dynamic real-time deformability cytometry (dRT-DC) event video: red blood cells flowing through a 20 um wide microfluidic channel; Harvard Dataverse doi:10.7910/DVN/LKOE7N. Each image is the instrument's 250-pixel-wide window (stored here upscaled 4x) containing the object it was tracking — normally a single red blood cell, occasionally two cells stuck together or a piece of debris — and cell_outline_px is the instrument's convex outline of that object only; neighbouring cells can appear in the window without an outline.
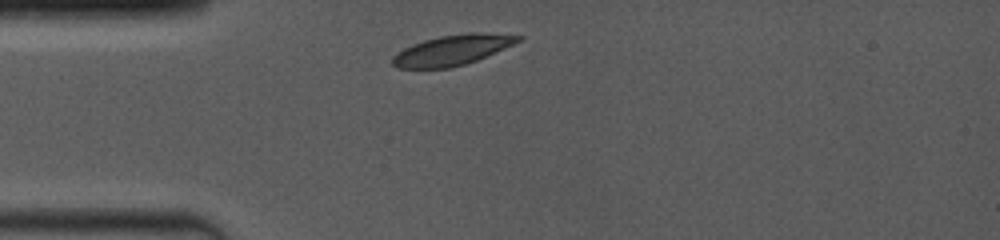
{"species": "common noctule bat (a hibernating species)", "species_latin": "Nyctalus noctula", "temperature_condition": "room temperature", "stored_images_in_passage": 2, "camera_frame_rate_fps": 4000, "um_per_image_px": 0.085, "animal": {"sex": "female", "body_mass_g": 19.0, "forearm_length_mm": 53.3}, "frame": {"image": 1, "passage_image": 1, "time_ms": 0.0, "image_size_px": [1000, 240], "cell_outline_px": [[524, 36], [520, 40], [504, 48], [476, 60], [464, 64], [448, 68], [396, 68], [392, 64], [392, 56], [396, 52], [412, 44], [424, 40], [440, 36], [468, 32], [480, 32]], "centroid_in_image_um": [38.39, 4.25], "position_along_channel_um": 46.6, "area_um2": 21.96}}